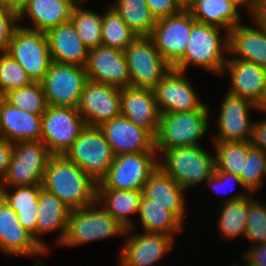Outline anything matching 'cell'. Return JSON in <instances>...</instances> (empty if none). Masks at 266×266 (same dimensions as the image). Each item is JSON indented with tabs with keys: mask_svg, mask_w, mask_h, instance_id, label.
<instances>
[{
	"mask_svg": "<svg viewBox=\"0 0 266 266\" xmlns=\"http://www.w3.org/2000/svg\"><path fill=\"white\" fill-rule=\"evenodd\" d=\"M42 186L57 196L70 210L97 203L98 183L63 155L50 158Z\"/></svg>",
	"mask_w": 266,
	"mask_h": 266,
	"instance_id": "1",
	"label": "cell"
},
{
	"mask_svg": "<svg viewBox=\"0 0 266 266\" xmlns=\"http://www.w3.org/2000/svg\"><path fill=\"white\" fill-rule=\"evenodd\" d=\"M220 29L196 21L191 28L184 57L173 68L185 72L192 64L218 75L224 73L228 57L225 54L228 53V33L223 38Z\"/></svg>",
	"mask_w": 266,
	"mask_h": 266,
	"instance_id": "2",
	"label": "cell"
},
{
	"mask_svg": "<svg viewBox=\"0 0 266 266\" xmlns=\"http://www.w3.org/2000/svg\"><path fill=\"white\" fill-rule=\"evenodd\" d=\"M208 107L205 104L195 111H181L160 114L158 132L155 136V150H164L183 146L200 145L199 140L208 130Z\"/></svg>",
	"mask_w": 266,
	"mask_h": 266,
	"instance_id": "3",
	"label": "cell"
},
{
	"mask_svg": "<svg viewBox=\"0 0 266 266\" xmlns=\"http://www.w3.org/2000/svg\"><path fill=\"white\" fill-rule=\"evenodd\" d=\"M165 163L159 161L160 167L184 190L206 182L216 169L215 154L211 155L202 146H183L164 150Z\"/></svg>",
	"mask_w": 266,
	"mask_h": 266,
	"instance_id": "4",
	"label": "cell"
},
{
	"mask_svg": "<svg viewBox=\"0 0 266 266\" xmlns=\"http://www.w3.org/2000/svg\"><path fill=\"white\" fill-rule=\"evenodd\" d=\"M79 166L96 183L107 174L115 155L99 127L85 126L63 155Z\"/></svg>",
	"mask_w": 266,
	"mask_h": 266,
	"instance_id": "5",
	"label": "cell"
},
{
	"mask_svg": "<svg viewBox=\"0 0 266 266\" xmlns=\"http://www.w3.org/2000/svg\"><path fill=\"white\" fill-rule=\"evenodd\" d=\"M96 204L70 211L66 234L60 246H77L114 235H126V228L103 207L95 209Z\"/></svg>",
	"mask_w": 266,
	"mask_h": 266,
	"instance_id": "6",
	"label": "cell"
},
{
	"mask_svg": "<svg viewBox=\"0 0 266 266\" xmlns=\"http://www.w3.org/2000/svg\"><path fill=\"white\" fill-rule=\"evenodd\" d=\"M52 156L42 141L13 143L8 173L0 188L42 185Z\"/></svg>",
	"mask_w": 266,
	"mask_h": 266,
	"instance_id": "7",
	"label": "cell"
},
{
	"mask_svg": "<svg viewBox=\"0 0 266 266\" xmlns=\"http://www.w3.org/2000/svg\"><path fill=\"white\" fill-rule=\"evenodd\" d=\"M131 87L153 89L172 68L150 36H138L124 50Z\"/></svg>",
	"mask_w": 266,
	"mask_h": 266,
	"instance_id": "8",
	"label": "cell"
},
{
	"mask_svg": "<svg viewBox=\"0 0 266 266\" xmlns=\"http://www.w3.org/2000/svg\"><path fill=\"white\" fill-rule=\"evenodd\" d=\"M6 52L23 67L33 82H40L53 62L46 34L20 25L14 30Z\"/></svg>",
	"mask_w": 266,
	"mask_h": 266,
	"instance_id": "9",
	"label": "cell"
},
{
	"mask_svg": "<svg viewBox=\"0 0 266 266\" xmlns=\"http://www.w3.org/2000/svg\"><path fill=\"white\" fill-rule=\"evenodd\" d=\"M86 123L77 108L48 105L42 114L41 140L53 156L64 155Z\"/></svg>",
	"mask_w": 266,
	"mask_h": 266,
	"instance_id": "10",
	"label": "cell"
},
{
	"mask_svg": "<svg viewBox=\"0 0 266 266\" xmlns=\"http://www.w3.org/2000/svg\"><path fill=\"white\" fill-rule=\"evenodd\" d=\"M157 152L128 153L115 156L97 189L142 190L158 167Z\"/></svg>",
	"mask_w": 266,
	"mask_h": 266,
	"instance_id": "11",
	"label": "cell"
},
{
	"mask_svg": "<svg viewBox=\"0 0 266 266\" xmlns=\"http://www.w3.org/2000/svg\"><path fill=\"white\" fill-rule=\"evenodd\" d=\"M86 81L85 67L52 62L40 83L48 105L78 108Z\"/></svg>",
	"mask_w": 266,
	"mask_h": 266,
	"instance_id": "12",
	"label": "cell"
},
{
	"mask_svg": "<svg viewBox=\"0 0 266 266\" xmlns=\"http://www.w3.org/2000/svg\"><path fill=\"white\" fill-rule=\"evenodd\" d=\"M196 20L187 9L156 20L151 38L160 55L173 68L183 57Z\"/></svg>",
	"mask_w": 266,
	"mask_h": 266,
	"instance_id": "13",
	"label": "cell"
},
{
	"mask_svg": "<svg viewBox=\"0 0 266 266\" xmlns=\"http://www.w3.org/2000/svg\"><path fill=\"white\" fill-rule=\"evenodd\" d=\"M77 109L86 126L100 127L121 116L120 88L87 79Z\"/></svg>",
	"mask_w": 266,
	"mask_h": 266,
	"instance_id": "14",
	"label": "cell"
},
{
	"mask_svg": "<svg viewBox=\"0 0 266 266\" xmlns=\"http://www.w3.org/2000/svg\"><path fill=\"white\" fill-rule=\"evenodd\" d=\"M160 114L201 109L200 101L185 72L171 68L153 88Z\"/></svg>",
	"mask_w": 266,
	"mask_h": 266,
	"instance_id": "15",
	"label": "cell"
},
{
	"mask_svg": "<svg viewBox=\"0 0 266 266\" xmlns=\"http://www.w3.org/2000/svg\"><path fill=\"white\" fill-rule=\"evenodd\" d=\"M87 79L117 88L131 86L125 52L118 48L100 45L88 52L85 65Z\"/></svg>",
	"mask_w": 266,
	"mask_h": 266,
	"instance_id": "16",
	"label": "cell"
},
{
	"mask_svg": "<svg viewBox=\"0 0 266 266\" xmlns=\"http://www.w3.org/2000/svg\"><path fill=\"white\" fill-rule=\"evenodd\" d=\"M218 115V136L214 142H249L253 123L250 121V109H258L247 99L226 93Z\"/></svg>",
	"mask_w": 266,
	"mask_h": 266,
	"instance_id": "17",
	"label": "cell"
},
{
	"mask_svg": "<svg viewBox=\"0 0 266 266\" xmlns=\"http://www.w3.org/2000/svg\"><path fill=\"white\" fill-rule=\"evenodd\" d=\"M115 156L128 153L156 152L155 137L145 128L119 116L99 127Z\"/></svg>",
	"mask_w": 266,
	"mask_h": 266,
	"instance_id": "18",
	"label": "cell"
},
{
	"mask_svg": "<svg viewBox=\"0 0 266 266\" xmlns=\"http://www.w3.org/2000/svg\"><path fill=\"white\" fill-rule=\"evenodd\" d=\"M121 247L119 266H155L174 245L173 237L162 233H132Z\"/></svg>",
	"mask_w": 266,
	"mask_h": 266,
	"instance_id": "19",
	"label": "cell"
},
{
	"mask_svg": "<svg viewBox=\"0 0 266 266\" xmlns=\"http://www.w3.org/2000/svg\"><path fill=\"white\" fill-rule=\"evenodd\" d=\"M0 249L10 256L47 255V251L19 223L17 213L0 196Z\"/></svg>",
	"mask_w": 266,
	"mask_h": 266,
	"instance_id": "20",
	"label": "cell"
},
{
	"mask_svg": "<svg viewBox=\"0 0 266 266\" xmlns=\"http://www.w3.org/2000/svg\"><path fill=\"white\" fill-rule=\"evenodd\" d=\"M121 116L147 129L154 137L158 132L160 112L153 89L126 87L120 89Z\"/></svg>",
	"mask_w": 266,
	"mask_h": 266,
	"instance_id": "21",
	"label": "cell"
},
{
	"mask_svg": "<svg viewBox=\"0 0 266 266\" xmlns=\"http://www.w3.org/2000/svg\"><path fill=\"white\" fill-rule=\"evenodd\" d=\"M255 27L237 24L228 32V53L237 55L227 59H240L256 63L266 69V26L251 17Z\"/></svg>",
	"mask_w": 266,
	"mask_h": 266,
	"instance_id": "22",
	"label": "cell"
},
{
	"mask_svg": "<svg viewBox=\"0 0 266 266\" xmlns=\"http://www.w3.org/2000/svg\"><path fill=\"white\" fill-rule=\"evenodd\" d=\"M77 0H24L17 6L18 20L28 16L30 30L46 33L56 26L70 21L71 12Z\"/></svg>",
	"mask_w": 266,
	"mask_h": 266,
	"instance_id": "23",
	"label": "cell"
},
{
	"mask_svg": "<svg viewBox=\"0 0 266 266\" xmlns=\"http://www.w3.org/2000/svg\"><path fill=\"white\" fill-rule=\"evenodd\" d=\"M226 69L231 77L228 93L247 99L258 106L266 90V69L240 59H227L224 70Z\"/></svg>",
	"mask_w": 266,
	"mask_h": 266,
	"instance_id": "24",
	"label": "cell"
},
{
	"mask_svg": "<svg viewBox=\"0 0 266 266\" xmlns=\"http://www.w3.org/2000/svg\"><path fill=\"white\" fill-rule=\"evenodd\" d=\"M45 34L53 62L85 67L89 50L78 37L71 21L62 23Z\"/></svg>",
	"mask_w": 266,
	"mask_h": 266,
	"instance_id": "25",
	"label": "cell"
},
{
	"mask_svg": "<svg viewBox=\"0 0 266 266\" xmlns=\"http://www.w3.org/2000/svg\"><path fill=\"white\" fill-rule=\"evenodd\" d=\"M42 114H32L13 107L6 100L1 105L0 137L11 143L40 141Z\"/></svg>",
	"mask_w": 266,
	"mask_h": 266,
	"instance_id": "26",
	"label": "cell"
},
{
	"mask_svg": "<svg viewBox=\"0 0 266 266\" xmlns=\"http://www.w3.org/2000/svg\"><path fill=\"white\" fill-rule=\"evenodd\" d=\"M184 191L160 167H157L143 186L142 195L151 200V204L165 207V210L172 212L183 223L186 208Z\"/></svg>",
	"mask_w": 266,
	"mask_h": 266,
	"instance_id": "27",
	"label": "cell"
},
{
	"mask_svg": "<svg viewBox=\"0 0 266 266\" xmlns=\"http://www.w3.org/2000/svg\"><path fill=\"white\" fill-rule=\"evenodd\" d=\"M70 208L66 206L57 196L49 193L44 188L40 190L38 198V215H37V241L47 251L48 246L44 240H40V235L60 231L57 244L64 240Z\"/></svg>",
	"mask_w": 266,
	"mask_h": 266,
	"instance_id": "28",
	"label": "cell"
},
{
	"mask_svg": "<svg viewBox=\"0 0 266 266\" xmlns=\"http://www.w3.org/2000/svg\"><path fill=\"white\" fill-rule=\"evenodd\" d=\"M0 188V196L17 213L21 226L37 240L38 198L42 185Z\"/></svg>",
	"mask_w": 266,
	"mask_h": 266,
	"instance_id": "29",
	"label": "cell"
},
{
	"mask_svg": "<svg viewBox=\"0 0 266 266\" xmlns=\"http://www.w3.org/2000/svg\"><path fill=\"white\" fill-rule=\"evenodd\" d=\"M239 7L230 0H194L187 10L197 22L206 23L225 32L241 22Z\"/></svg>",
	"mask_w": 266,
	"mask_h": 266,
	"instance_id": "30",
	"label": "cell"
},
{
	"mask_svg": "<svg viewBox=\"0 0 266 266\" xmlns=\"http://www.w3.org/2000/svg\"><path fill=\"white\" fill-rule=\"evenodd\" d=\"M142 196V190L97 189V203L126 228V234L134 226L129 215L139 212Z\"/></svg>",
	"mask_w": 266,
	"mask_h": 266,
	"instance_id": "31",
	"label": "cell"
},
{
	"mask_svg": "<svg viewBox=\"0 0 266 266\" xmlns=\"http://www.w3.org/2000/svg\"><path fill=\"white\" fill-rule=\"evenodd\" d=\"M250 193L234 194L222 204L221 215L218 216V230L224 239L246 235L248 217V196Z\"/></svg>",
	"mask_w": 266,
	"mask_h": 266,
	"instance_id": "32",
	"label": "cell"
},
{
	"mask_svg": "<svg viewBox=\"0 0 266 266\" xmlns=\"http://www.w3.org/2000/svg\"><path fill=\"white\" fill-rule=\"evenodd\" d=\"M115 3V4H114ZM112 7L138 36H151L156 24L145 0H116Z\"/></svg>",
	"mask_w": 266,
	"mask_h": 266,
	"instance_id": "33",
	"label": "cell"
},
{
	"mask_svg": "<svg viewBox=\"0 0 266 266\" xmlns=\"http://www.w3.org/2000/svg\"><path fill=\"white\" fill-rule=\"evenodd\" d=\"M139 217L145 232L162 233L173 236L182 230V222L165 207L151 204V200L142 196ZM176 232V233H175Z\"/></svg>",
	"mask_w": 266,
	"mask_h": 266,
	"instance_id": "34",
	"label": "cell"
},
{
	"mask_svg": "<svg viewBox=\"0 0 266 266\" xmlns=\"http://www.w3.org/2000/svg\"><path fill=\"white\" fill-rule=\"evenodd\" d=\"M82 3L84 4L85 1H78L74 5L70 21L78 37L87 49L91 50L102 45V15L83 9Z\"/></svg>",
	"mask_w": 266,
	"mask_h": 266,
	"instance_id": "35",
	"label": "cell"
},
{
	"mask_svg": "<svg viewBox=\"0 0 266 266\" xmlns=\"http://www.w3.org/2000/svg\"><path fill=\"white\" fill-rule=\"evenodd\" d=\"M102 14V45L125 50L137 37L112 7Z\"/></svg>",
	"mask_w": 266,
	"mask_h": 266,
	"instance_id": "36",
	"label": "cell"
},
{
	"mask_svg": "<svg viewBox=\"0 0 266 266\" xmlns=\"http://www.w3.org/2000/svg\"><path fill=\"white\" fill-rule=\"evenodd\" d=\"M216 171H225L240 177L244 157H247V151L252 146L249 142H214Z\"/></svg>",
	"mask_w": 266,
	"mask_h": 266,
	"instance_id": "37",
	"label": "cell"
},
{
	"mask_svg": "<svg viewBox=\"0 0 266 266\" xmlns=\"http://www.w3.org/2000/svg\"><path fill=\"white\" fill-rule=\"evenodd\" d=\"M4 96L13 107L32 114H43L48 107L40 82H32L25 87L10 90Z\"/></svg>",
	"mask_w": 266,
	"mask_h": 266,
	"instance_id": "38",
	"label": "cell"
},
{
	"mask_svg": "<svg viewBox=\"0 0 266 266\" xmlns=\"http://www.w3.org/2000/svg\"><path fill=\"white\" fill-rule=\"evenodd\" d=\"M265 167L266 153L251 146L247 151V157H244L243 171L240 175L241 182L249 193L256 192L263 184L262 179L266 178Z\"/></svg>",
	"mask_w": 266,
	"mask_h": 266,
	"instance_id": "39",
	"label": "cell"
},
{
	"mask_svg": "<svg viewBox=\"0 0 266 266\" xmlns=\"http://www.w3.org/2000/svg\"><path fill=\"white\" fill-rule=\"evenodd\" d=\"M0 56V93L5 95L10 90L30 85L33 81L23 67L7 52Z\"/></svg>",
	"mask_w": 266,
	"mask_h": 266,
	"instance_id": "40",
	"label": "cell"
},
{
	"mask_svg": "<svg viewBox=\"0 0 266 266\" xmlns=\"http://www.w3.org/2000/svg\"><path fill=\"white\" fill-rule=\"evenodd\" d=\"M246 239L253 245L266 243V204L253 200L248 196V217L246 227Z\"/></svg>",
	"mask_w": 266,
	"mask_h": 266,
	"instance_id": "41",
	"label": "cell"
},
{
	"mask_svg": "<svg viewBox=\"0 0 266 266\" xmlns=\"http://www.w3.org/2000/svg\"><path fill=\"white\" fill-rule=\"evenodd\" d=\"M18 20L17 7L0 0V52H6Z\"/></svg>",
	"mask_w": 266,
	"mask_h": 266,
	"instance_id": "42",
	"label": "cell"
},
{
	"mask_svg": "<svg viewBox=\"0 0 266 266\" xmlns=\"http://www.w3.org/2000/svg\"><path fill=\"white\" fill-rule=\"evenodd\" d=\"M152 16L159 20L181 12L184 8L177 0H145Z\"/></svg>",
	"mask_w": 266,
	"mask_h": 266,
	"instance_id": "43",
	"label": "cell"
},
{
	"mask_svg": "<svg viewBox=\"0 0 266 266\" xmlns=\"http://www.w3.org/2000/svg\"><path fill=\"white\" fill-rule=\"evenodd\" d=\"M228 182L229 183H231V182L237 183L241 187L245 188L243 186V183L241 182L240 177L235 176L234 174H231V173H228L225 171H216L215 170L214 174L210 178H208L205 183H207L208 186L211 187L214 191H220V190H222L221 188H223L221 186L225 185L227 187L229 185ZM226 187H225V189H228ZM233 187L235 188V186H232L231 189H234ZM231 189L229 191H231ZM225 191H227L229 193L228 190H225Z\"/></svg>",
	"mask_w": 266,
	"mask_h": 266,
	"instance_id": "44",
	"label": "cell"
},
{
	"mask_svg": "<svg viewBox=\"0 0 266 266\" xmlns=\"http://www.w3.org/2000/svg\"><path fill=\"white\" fill-rule=\"evenodd\" d=\"M13 143L0 137V186L3 184L7 173L12 155Z\"/></svg>",
	"mask_w": 266,
	"mask_h": 266,
	"instance_id": "45",
	"label": "cell"
},
{
	"mask_svg": "<svg viewBox=\"0 0 266 266\" xmlns=\"http://www.w3.org/2000/svg\"><path fill=\"white\" fill-rule=\"evenodd\" d=\"M250 143L266 153V119L257 123L253 122Z\"/></svg>",
	"mask_w": 266,
	"mask_h": 266,
	"instance_id": "46",
	"label": "cell"
},
{
	"mask_svg": "<svg viewBox=\"0 0 266 266\" xmlns=\"http://www.w3.org/2000/svg\"><path fill=\"white\" fill-rule=\"evenodd\" d=\"M243 257L257 266H266V243L252 245Z\"/></svg>",
	"mask_w": 266,
	"mask_h": 266,
	"instance_id": "47",
	"label": "cell"
},
{
	"mask_svg": "<svg viewBox=\"0 0 266 266\" xmlns=\"http://www.w3.org/2000/svg\"><path fill=\"white\" fill-rule=\"evenodd\" d=\"M238 7L246 6L247 10L249 11L250 17H255L257 7H258V0H230Z\"/></svg>",
	"mask_w": 266,
	"mask_h": 266,
	"instance_id": "48",
	"label": "cell"
},
{
	"mask_svg": "<svg viewBox=\"0 0 266 266\" xmlns=\"http://www.w3.org/2000/svg\"><path fill=\"white\" fill-rule=\"evenodd\" d=\"M255 18L266 26V0H258V7Z\"/></svg>",
	"mask_w": 266,
	"mask_h": 266,
	"instance_id": "49",
	"label": "cell"
},
{
	"mask_svg": "<svg viewBox=\"0 0 266 266\" xmlns=\"http://www.w3.org/2000/svg\"><path fill=\"white\" fill-rule=\"evenodd\" d=\"M258 110L266 112V90H265L261 103L258 105Z\"/></svg>",
	"mask_w": 266,
	"mask_h": 266,
	"instance_id": "50",
	"label": "cell"
},
{
	"mask_svg": "<svg viewBox=\"0 0 266 266\" xmlns=\"http://www.w3.org/2000/svg\"><path fill=\"white\" fill-rule=\"evenodd\" d=\"M180 5L184 8L187 9V7L194 1V0H177Z\"/></svg>",
	"mask_w": 266,
	"mask_h": 266,
	"instance_id": "51",
	"label": "cell"
},
{
	"mask_svg": "<svg viewBox=\"0 0 266 266\" xmlns=\"http://www.w3.org/2000/svg\"><path fill=\"white\" fill-rule=\"evenodd\" d=\"M4 100H5V96L0 94V122H1V105Z\"/></svg>",
	"mask_w": 266,
	"mask_h": 266,
	"instance_id": "52",
	"label": "cell"
},
{
	"mask_svg": "<svg viewBox=\"0 0 266 266\" xmlns=\"http://www.w3.org/2000/svg\"><path fill=\"white\" fill-rule=\"evenodd\" d=\"M17 7V0H3Z\"/></svg>",
	"mask_w": 266,
	"mask_h": 266,
	"instance_id": "53",
	"label": "cell"
},
{
	"mask_svg": "<svg viewBox=\"0 0 266 266\" xmlns=\"http://www.w3.org/2000/svg\"><path fill=\"white\" fill-rule=\"evenodd\" d=\"M244 259L246 260L247 264H245V266H257L255 264H252L251 262H249L245 257ZM233 266H238V265H233Z\"/></svg>",
	"mask_w": 266,
	"mask_h": 266,
	"instance_id": "54",
	"label": "cell"
},
{
	"mask_svg": "<svg viewBox=\"0 0 266 266\" xmlns=\"http://www.w3.org/2000/svg\"><path fill=\"white\" fill-rule=\"evenodd\" d=\"M24 0H17V6L21 3V2H23Z\"/></svg>",
	"mask_w": 266,
	"mask_h": 266,
	"instance_id": "55",
	"label": "cell"
}]
</instances>
